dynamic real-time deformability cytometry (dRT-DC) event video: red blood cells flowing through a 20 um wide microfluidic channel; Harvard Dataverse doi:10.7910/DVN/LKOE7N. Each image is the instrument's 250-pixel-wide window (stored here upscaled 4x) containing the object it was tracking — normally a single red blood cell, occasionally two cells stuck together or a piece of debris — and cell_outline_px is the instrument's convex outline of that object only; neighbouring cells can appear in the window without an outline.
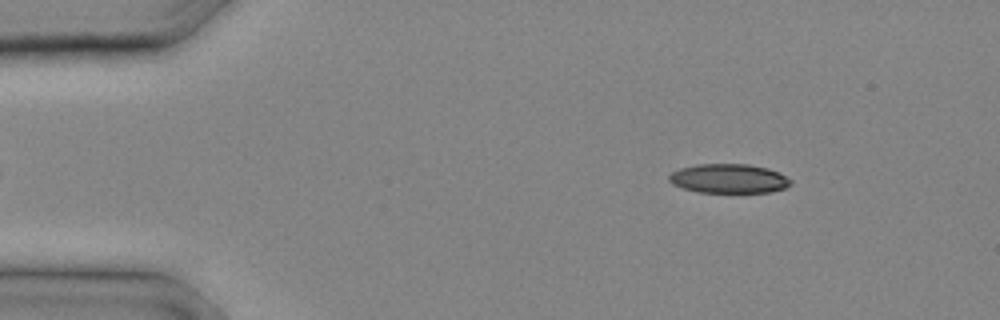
{"species": "common noctule bat (a hibernating species)", "species_latin": "Nyctalus noctula", "temperature_condition": "cold", "stored_images_in_passage": 9, "camera_frame_rate_fps": 3000, "um_per_image_px": 0.085, "animal": {"sex": "male", "body_mass_g": 20.4}, "frame": {"image": 1, "passage_image": 2, "time_ms": 0.333, "image_size_px": [1000, 320], "cell_outline_px": [[792, 184], [784, 188], [772, 192], [696, 192], [672, 184], [668, 180], [668, 176], [672, 172], [680, 168], [696, 164], [748, 164], [768, 168], [780, 172], [792, 180]], "centroid_in_image_um": [61.96, 15.17], "position_along_channel_um": 23.0, "area_um2": 20.87}}